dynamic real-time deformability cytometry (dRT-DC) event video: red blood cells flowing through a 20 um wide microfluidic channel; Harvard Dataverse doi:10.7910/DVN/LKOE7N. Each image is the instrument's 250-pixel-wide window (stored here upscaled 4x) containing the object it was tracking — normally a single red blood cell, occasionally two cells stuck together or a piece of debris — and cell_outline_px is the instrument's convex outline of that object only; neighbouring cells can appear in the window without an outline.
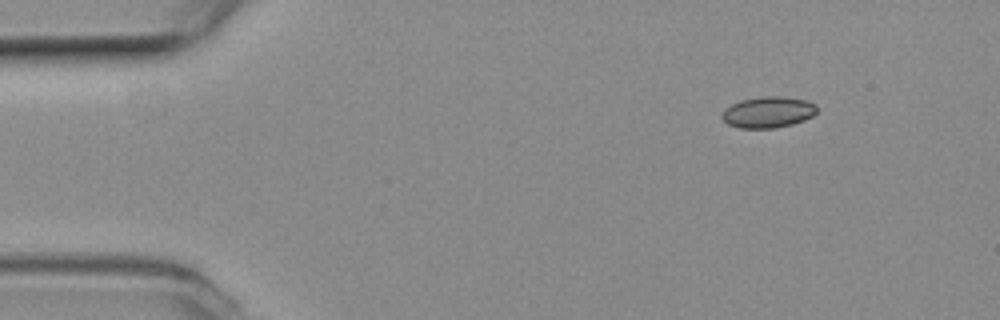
{"species": "common noctule bat (a hibernating species)", "species_latin": "Nyctalus noctula", "temperature_condition": "room temperature", "stored_images_in_passage": 48, "camera_frame_rate_fps": 3000, "um_per_image_px": 0.085, "animal": {"sex": "female", "body_mass_g": 19.3, "forearm_length_mm": 54.1}, "frame": {"image": 1, "passage_image": 1, "time_ms": 0.0, "image_size_px": [1000, 320], "cell_outline_px": [[816, 112], [812, 116], [804, 120], [792, 124], [776, 128], [740, 128], [728, 124], [720, 116], [724, 108], [740, 100], [764, 96], [780, 96], [808, 100], [816, 104]], "centroid_in_image_um": [65.28, 9.53], "position_along_channel_um": 19.7, "area_um2": 17.34}}
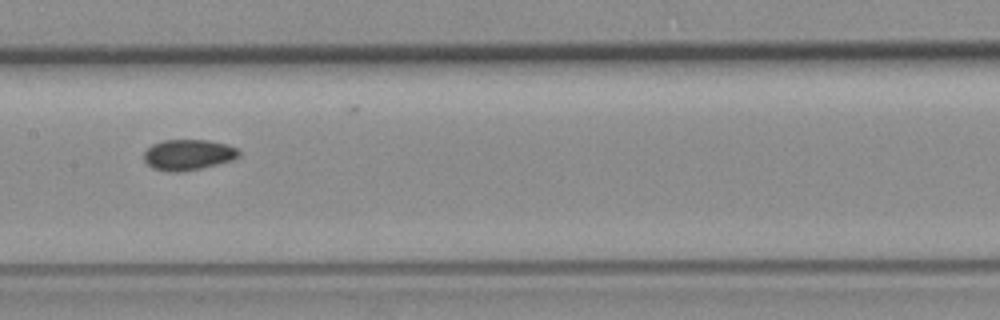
{"frame": {"image": 2, "passage_image": 21, "time_ms": 6.667, "image_size_px": [1000, 320], "cell_outline_px": [[240, 156], [232, 160], [200, 168], [180, 172], [168, 172], [152, 168], [144, 160], [144, 152], [152, 144], [164, 140], [208, 140], [228, 144], [236, 148], [240, 152]], "centroid_in_image_um": [15.99, 13.15], "position_along_channel_um": 191.4, "area_um2": 16.99}}
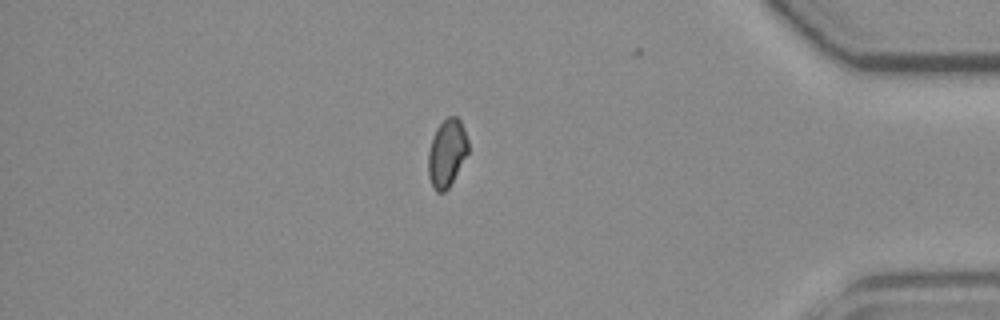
{"frame": {"image": 3, "passage_image": 40, "time_ms": 13.0, "image_size_px": [1000, 320], "cell_outline_px": [[468, 152], [448, 188], [444, 192], [436, 192], [428, 176], [428, 152], [432, 136], [436, 128], [448, 116], [456, 116], [460, 120], [468, 140]], "centroid_in_image_um": [37.96, 12.99], "position_along_channel_um": 397.2, "area_um2": 15.61}, "authors_computed_cell_mechanics": {"area_um2": 16.5597, "velocity_mm_per_s": 3.8439, "shape_relaxation_time_tau1_ms": null, "shape_relaxation_time_tau2_ms": 5.7945, "deformation_change_tau1": null, "deformation_change_tau2": 0.0868}}